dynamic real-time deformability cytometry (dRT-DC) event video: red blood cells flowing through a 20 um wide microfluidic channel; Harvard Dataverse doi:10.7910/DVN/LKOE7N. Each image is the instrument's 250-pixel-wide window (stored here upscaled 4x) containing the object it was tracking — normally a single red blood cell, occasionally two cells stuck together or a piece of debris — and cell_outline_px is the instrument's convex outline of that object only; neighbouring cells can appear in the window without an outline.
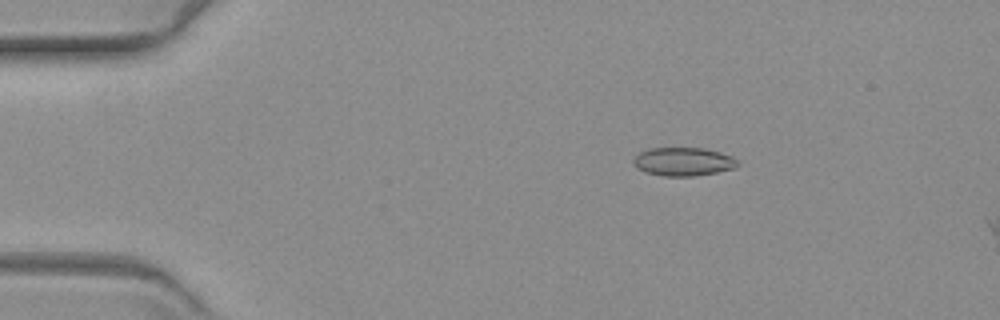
{"species": "common noctule bat (a hibernating species)", "species_latin": "Nyctalus noctula", "temperature_condition": "warm", "stored_images_in_passage": 7, "camera_frame_rate_fps": 3000, "um_per_image_px": 0.085, "animal": {"sex": "female", "body_mass_g": 19.3, "forearm_length_mm": 54.1}, "frame": {"image": 1, "passage_image": 4, "time_ms": 1.0, "image_size_px": [1000, 320], "cell_outline_px": [[740, 164], [736, 168], [716, 172], [692, 176], [664, 176], [648, 172], [640, 168], [632, 160], [640, 152], [648, 148], [704, 148], [720, 152], [732, 156]], "centroid_in_image_um": [58.13, 13.73], "position_along_channel_um": 26.9, "area_um2": 17.05}}